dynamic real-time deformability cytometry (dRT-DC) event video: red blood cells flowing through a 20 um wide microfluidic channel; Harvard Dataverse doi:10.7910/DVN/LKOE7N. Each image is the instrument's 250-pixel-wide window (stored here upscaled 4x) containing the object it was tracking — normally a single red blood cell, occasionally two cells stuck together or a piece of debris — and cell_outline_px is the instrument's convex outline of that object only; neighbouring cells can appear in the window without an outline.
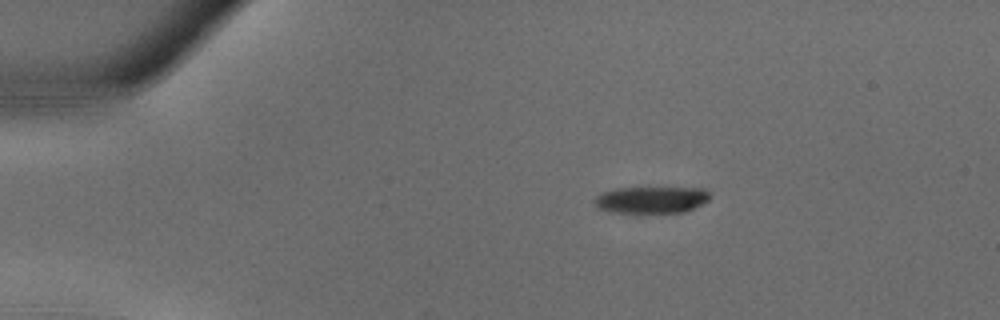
{"species": "common noctule bat (a hibernating species)", "species_latin": "Nyctalus noctula", "temperature_condition": "warm", "stored_images_in_passage": 4, "camera_frame_rate_fps": 3000, "um_per_image_px": 0.085, "animal": {"sex": "male", "body_mass_g": 18.8}, "frame": {"image": 1, "passage_image": 1, "time_ms": 0.0, "image_size_px": [1000, 320], "cell_outline_px": [[708, 200], [684, 212], [612, 212], [600, 208], [592, 200], [600, 192], [612, 188], [708, 188]], "centroid_in_image_um": [55.32, 16.96], "position_along_channel_um": 29.7, "area_um2": 17.8}}